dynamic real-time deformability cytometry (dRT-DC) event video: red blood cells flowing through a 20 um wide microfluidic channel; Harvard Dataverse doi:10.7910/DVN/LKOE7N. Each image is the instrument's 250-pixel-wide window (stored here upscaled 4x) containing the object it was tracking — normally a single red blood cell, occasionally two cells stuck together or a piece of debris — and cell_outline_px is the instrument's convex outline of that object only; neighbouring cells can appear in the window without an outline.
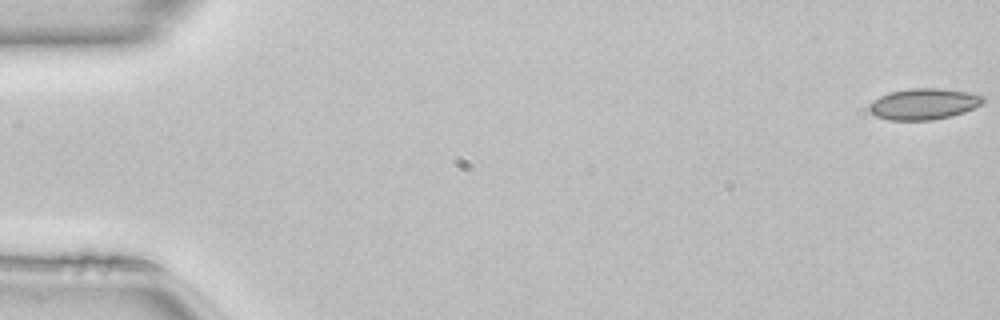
{"species": "common noctule bat (a hibernating species)", "species_latin": "Nyctalus noctula", "temperature_condition": "room temperature", "stored_images_in_passage": 50, "camera_frame_rate_fps": 3000, "um_per_image_px": 0.085, "animal": {"sex": "female", "body_mass_g": 22.7, "forearm_length_mm": 54.2}, "frame": {"image": 1, "passage_image": 1, "time_ms": 0.0, "image_size_px": [1000, 320], "cell_outline_px": [[984, 104], [964, 112], [932, 120], [888, 120], [876, 116], [868, 112], [868, 104], [872, 100], [888, 92], [908, 88], [944, 88], [976, 92], [984, 96]], "centroid_in_image_um": [78.53, 8.81], "position_along_channel_um": 6.5, "area_um2": 21.21}}
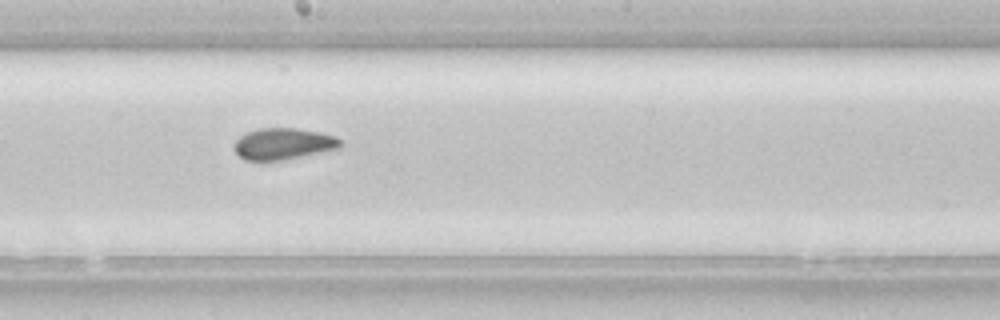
{"frame": {"image": 2, "passage_image": 28, "time_ms": 9.0, "image_size_px": [1000, 320], "cell_outline_px": [[340, 148], [280, 160], [244, 160], [232, 148], [236, 140], [240, 136], [248, 132], [260, 128], [296, 128], [320, 132], [336, 136], [340, 140]], "centroid_in_image_um": [24.06, 12.21], "position_along_channel_um": 224.1, "area_um2": 19.25}}
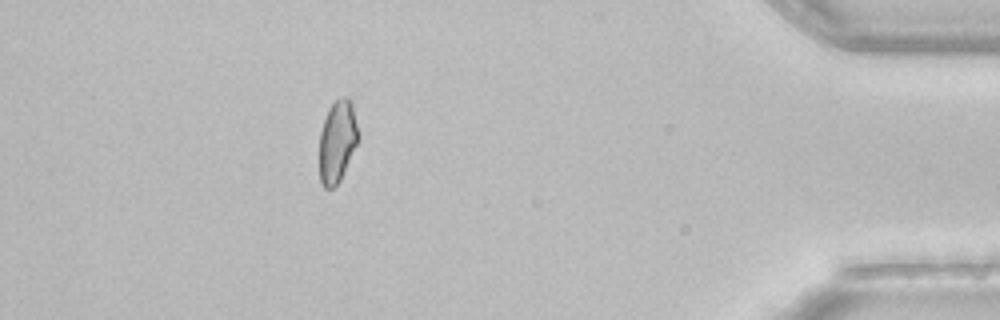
{"frame": {"image": 3, "passage_image": 45, "time_ms": 14.667, "image_size_px": [1000, 320], "cell_outline_px": [[360, 136], [340, 180], [332, 188], [324, 188], [320, 180], [320, 132], [328, 108], [340, 96], [348, 96], [352, 100]], "centroid_in_image_um": [28.69, 11.95], "position_along_channel_um": 406.5, "area_um2": 18.67}, "authors_computed_cell_mechanics": {"area_um2": 19.7387, "velocity_mm_per_s": 4.1316, "shape_relaxation_time_tau1_ms": null, "shape_relaxation_time_tau2_ms": 2.8923, "deformation_change_tau1": null, "deformation_change_tau2": 0.0494}}